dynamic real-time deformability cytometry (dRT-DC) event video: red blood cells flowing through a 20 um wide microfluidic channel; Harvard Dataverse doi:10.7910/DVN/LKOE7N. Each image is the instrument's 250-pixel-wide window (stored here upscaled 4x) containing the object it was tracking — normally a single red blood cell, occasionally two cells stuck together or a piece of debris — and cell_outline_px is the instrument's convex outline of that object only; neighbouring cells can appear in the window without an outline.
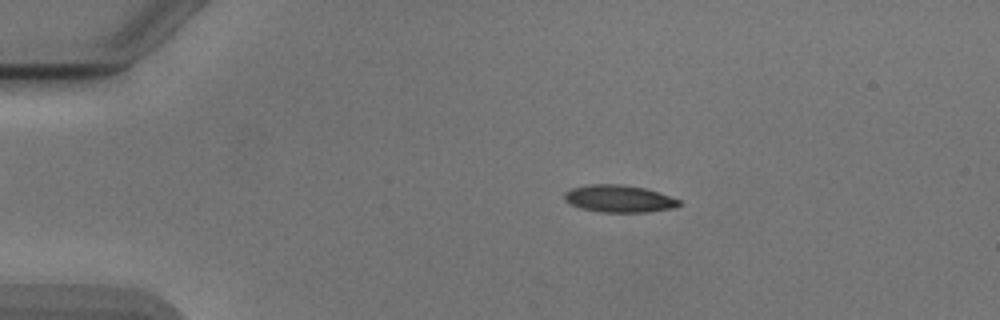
{"species": "Egyptian fruit bat (a non-hibernating species)", "species_latin": "Rousettus aegyptiacus", "temperature_condition": "cold", "stored_images_in_passage": 52, "camera_frame_rate_fps": 3000, "um_per_image_px": 0.085, "animal": {"sex": "male"}, "frame": {"image": 1, "passage_image": 10, "time_ms": 3.0, "image_size_px": [1000, 320], "cell_outline_px": [[680, 204], [672, 208], [648, 212], [600, 212], [580, 208], [564, 200], [564, 192], [572, 188], [588, 184], [616, 184], [644, 188], [680, 200]], "centroid_in_image_um": [52.56, 16.89], "position_along_channel_um": 32.4, "area_um2": 17.98}}
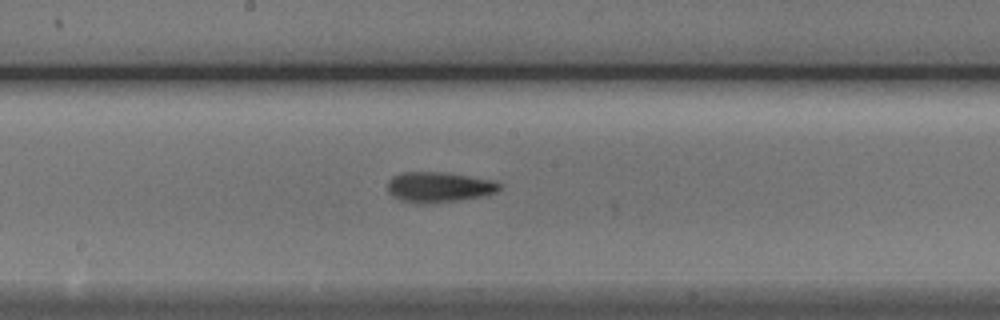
{"frame": {"image": 2, "passage_image": 28, "time_ms": 9.0, "image_size_px": [1000, 320], "cell_outline_px": [[500, 188], [496, 192], [484, 196], [460, 200], [432, 204], [416, 204], [400, 200], [392, 196], [388, 192], [388, 180], [392, 176], [404, 172], [444, 172], [496, 180], [500, 184]], "centroid_in_image_um": [37.3, 15.91], "position_along_channel_um": 210.9, "area_um2": 20.17}}
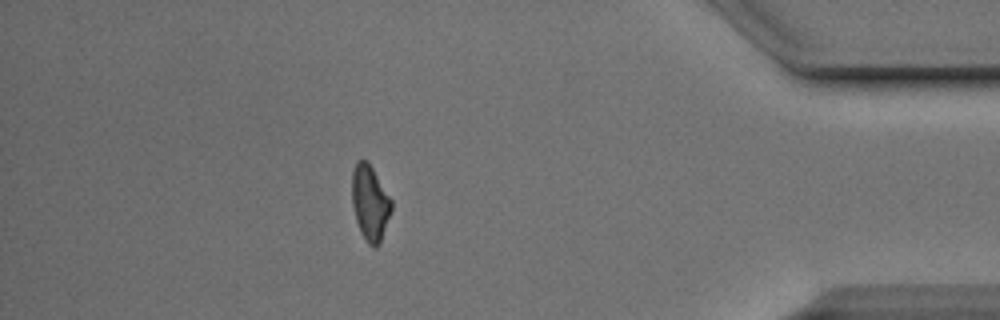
{"frame": {"image": 3, "passage_image": 46, "time_ms": 15.0, "image_size_px": [1000, 320], "cell_outline_px": [[392, 212], [380, 244], [376, 248], [372, 248], [368, 244], [360, 232], [356, 220], [352, 204], [352, 172], [356, 160], [364, 160], [372, 168], [392, 200]], "centroid_in_image_um": [31.46, 17.3], "position_along_channel_um": 403.7, "area_um2": 17.46}, "authors_computed_cell_mechanics": {"area_um2": 18.2359, "velocity_mm_per_s": 3.8923, "shape_relaxation_time_tau1_ms": 4.5632, "shape_relaxation_time_tau2_ms": 5.9805, "deformation_change_tau1": 0.1571, "deformation_change_tau2": 0.1643}}